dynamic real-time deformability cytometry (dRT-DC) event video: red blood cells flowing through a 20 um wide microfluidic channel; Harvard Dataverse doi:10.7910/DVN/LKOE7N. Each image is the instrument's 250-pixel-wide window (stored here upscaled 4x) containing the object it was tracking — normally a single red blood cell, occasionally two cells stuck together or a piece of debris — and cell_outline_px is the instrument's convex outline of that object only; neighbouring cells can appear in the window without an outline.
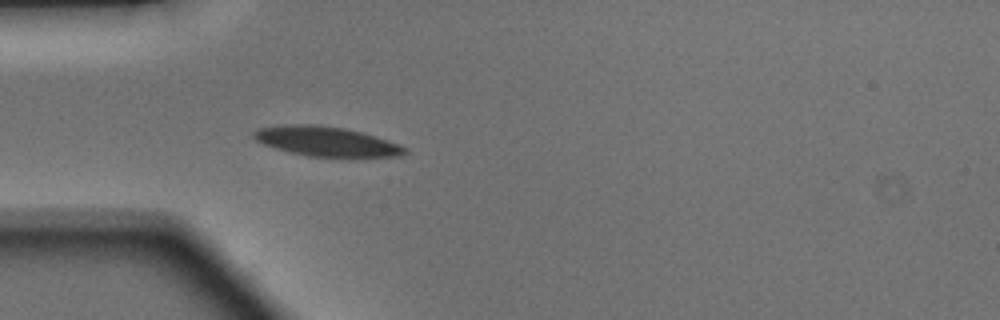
{"species": "Egyptian fruit bat (a non-hibernating species)", "species_latin": "Rousettus aegyptiacus", "temperature_condition": "warm", "stored_images_in_passage": 35, "camera_frame_rate_fps": 3000, "um_per_image_px": 0.085, "animal": {"sex": "male"}, "frame": {"image": 1, "passage_image": 1, "time_ms": 0.0, "image_size_px": [1000, 320], "cell_outline_px": [[408, 152], [400, 156], [352, 160], [308, 156], [276, 148], [264, 144], [256, 140], [252, 136], [252, 132], [260, 128], [288, 124], [312, 124], [344, 128], [376, 136], [400, 144], [408, 148]], "centroid_in_image_um": [27.87, 12.07], "position_along_channel_um": 57.1, "area_um2": 27.05}}
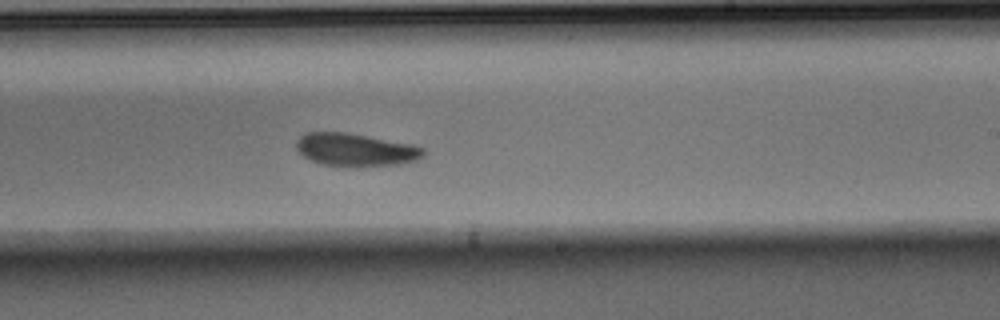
{"frame": {"image": 2, "passage_image": 16, "time_ms": 5.0, "image_size_px": [1000, 320], "cell_outline_px": [[424, 152], [420, 156], [412, 160], [392, 164], [324, 164], [312, 160], [304, 156], [296, 148], [296, 144], [300, 136], [308, 132], [344, 132], [408, 144], [424, 148]], "centroid_in_image_um": [30.12, 12.68], "position_along_channel_um": 258.9, "area_um2": 22.72}}
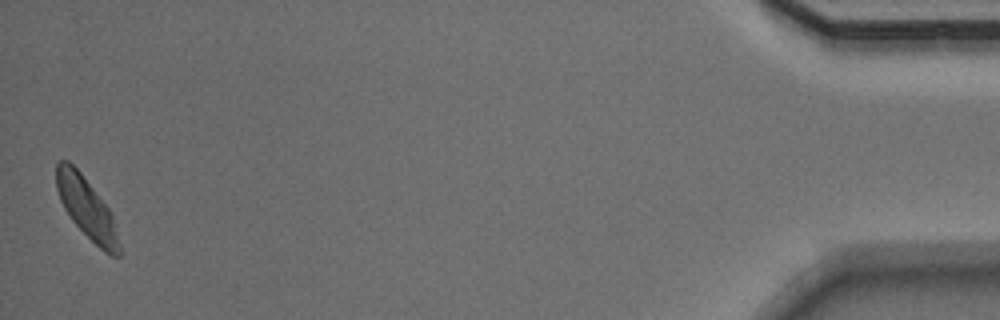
{"frame": {"image": 3, "passage_image": 35, "time_ms": 11.333, "image_size_px": [1000, 320], "cell_outline_px": [[120, 256], [112, 256], [104, 252], [72, 220], [64, 208], [60, 200], [56, 188], [56, 164], [60, 160], [68, 160], [80, 172], [108, 208], [112, 216], [120, 244]], "centroid_in_image_um": [7.35, 17.68], "position_along_channel_um": 427.9, "area_um2": 21.73}, "authors_computed_cell_mechanics": {"area_um2": 23.3512, "velocity_mm_per_s": 4.1155, "shape_relaxation_time_tau1_ms": 3.077, "shape_relaxation_time_tau2_ms": 8.1595, "deformation_change_tau1": 0.1097, "deformation_change_tau2": 0.1482}}